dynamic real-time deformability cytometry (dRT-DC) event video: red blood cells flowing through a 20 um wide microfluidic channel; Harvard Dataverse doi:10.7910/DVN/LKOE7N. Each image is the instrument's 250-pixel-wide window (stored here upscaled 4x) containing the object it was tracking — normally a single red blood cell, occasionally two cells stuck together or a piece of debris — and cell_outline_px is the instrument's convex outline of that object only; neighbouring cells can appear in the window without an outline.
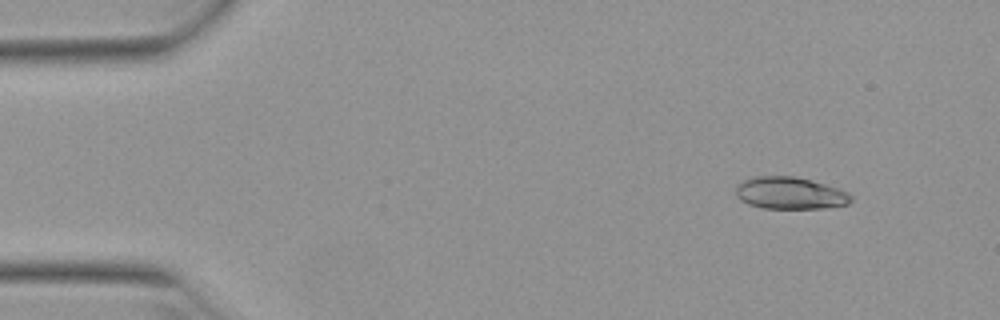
{"species": "Egyptian fruit bat (a non-hibernating species)", "species_latin": "Rousettus aegyptiacus", "temperature_condition": "warm", "stored_images_in_passage": 14, "camera_frame_rate_fps": 3000, "um_per_image_px": 0.085, "animal": {"sex": "female"}, "frame": {"image": 1, "passage_image": 5, "time_ms": 1.333, "image_size_px": [1000, 320], "cell_outline_px": [[852, 200], [848, 204], [824, 208], [760, 208], [748, 204], [740, 200], [736, 196], [736, 188], [744, 180], [756, 176], [796, 176], [824, 184], [848, 192], [852, 196]], "centroid_in_image_um": [67.14, 16.42], "position_along_channel_um": 17.9, "area_um2": 21.44}}
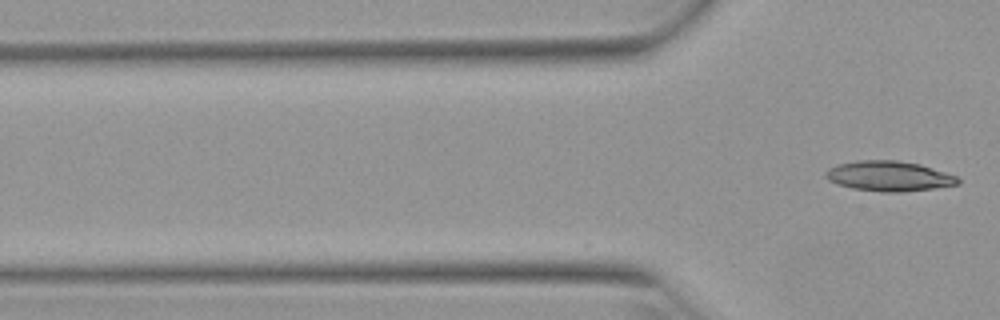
{"frame": {"image": 2, "passage_image": 14, "time_ms": 4.333, "image_size_px": [1000, 320], "cell_outline_px": [[960, 184], [932, 188], [900, 192], [880, 192], [852, 188], [836, 184], [828, 180], [824, 176], [824, 172], [828, 168], [836, 164], [856, 160], [896, 160], [920, 164], [956, 176], [960, 180]], "centroid_in_image_um": [75.49, 14.96], "position_along_channel_um": 50.3, "area_um2": 23.29}}